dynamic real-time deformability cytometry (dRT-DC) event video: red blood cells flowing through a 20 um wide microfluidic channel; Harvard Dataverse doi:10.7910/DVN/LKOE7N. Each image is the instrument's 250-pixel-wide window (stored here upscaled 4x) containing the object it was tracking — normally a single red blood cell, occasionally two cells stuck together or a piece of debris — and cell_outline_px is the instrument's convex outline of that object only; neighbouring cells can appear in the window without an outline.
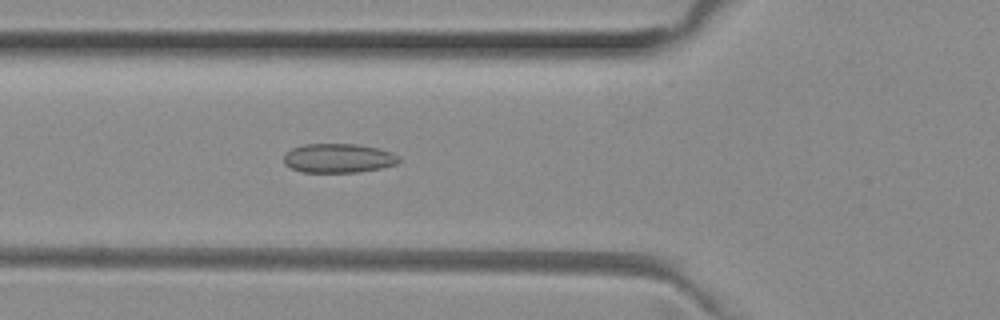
{"species": "common noctule bat (a hibernating species)", "species_latin": "Nyctalus noctula", "temperature_condition": "room temperature", "stored_images_in_passage": 39, "camera_frame_rate_fps": 3000, "um_per_image_px": 0.085, "animal": {"sex": "female", "body_mass_g": 29.2, "forearm_length_mm": 56.3}, "frame": {"image": 1, "passage_image": 6, "time_ms": 1.667, "image_size_px": [1000, 320], "cell_outline_px": [[400, 160], [396, 164], [380, 168], [360, 172], [304, 172], [292, 168], [284, 164], [284, 156], [292, 148], [304, 144], [356, 144], [376, 148], [392, 152], [400, 156]], "centroid_in_image_um": [28.78, 13.44], "position_along_channel_um": 97.0, "area_um2": 19.48}}
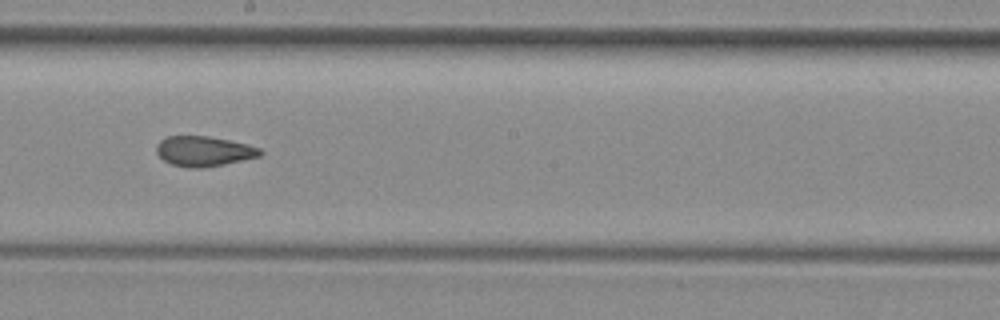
{"frame": {"image": 2, "passage_image": 16, "time_ms": 5.0, "image_size_px": [1000, 320], "cell_outline_px": [[264, 152], [260, 156], [224, 164], [204, 168], [188, 168], [172, 164], [164, 160], [156, 152], [156, 144], [160, 140], [168, 136], [208, 136], [248, 144], [260, 148]], "centroid_in_image_um": [17.33, 12.85], "position_along_channel_um": 230.9, "area_um2": 18.21}}
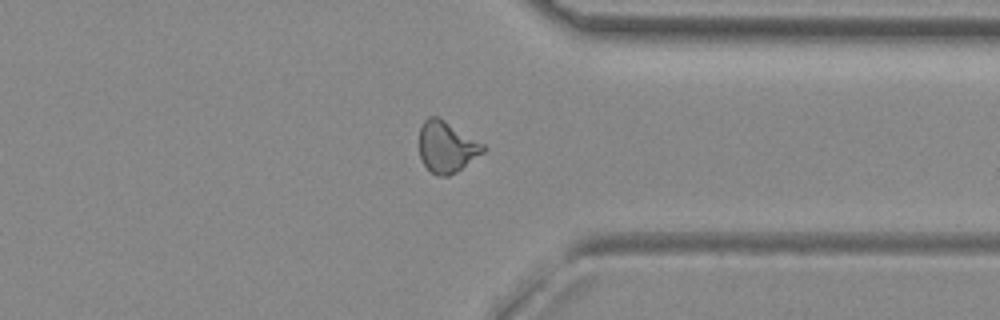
{"frame": {"image": 3, "passage_image": 27, "time_ms": 8.667, "image_size_px": [1000, 320], "cell_outline_px": [[488, 148], [484, 152], [456, 172], [448, 176], [436, 176], [420, 160], [420, 128], [424, 120], [428, 116], [436, 116], [444, 120], [484, 144]], "centroid_in_image_um": [37.97, 12.49], "position_along_channel_um": 373.4, "area_um2": 18.96}, "authors_computed_cell_mechanics": {"area_um2": 18.7272, "velocity_mm_per_s": 4.0021, "shape_relaxation_time_tau1_ms": null, "shape_relaxation_time_tau2_ms": 1.8815, "deformation_change_tau1": null, "deformation_change_tau2": 0.0544}}